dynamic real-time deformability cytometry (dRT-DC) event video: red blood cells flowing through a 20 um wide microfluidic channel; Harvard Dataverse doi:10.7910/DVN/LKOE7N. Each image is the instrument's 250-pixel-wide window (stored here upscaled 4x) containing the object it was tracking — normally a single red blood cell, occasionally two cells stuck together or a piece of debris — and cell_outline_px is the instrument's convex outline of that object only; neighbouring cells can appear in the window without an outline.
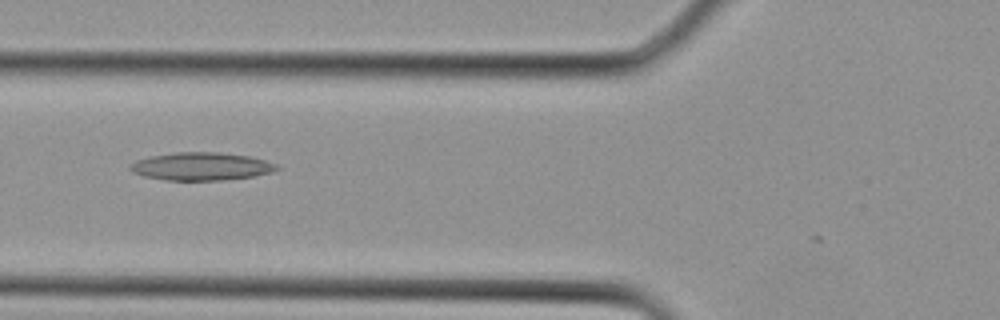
{"species": "Egyptian fruit bat (a non-hibernating species)", "species_latin": "Rousettus aegyptiacus", "temperature_condition": "cold", "stored_images_in_passage": 4, "camera_frame_rate_fps": 3000, "um_per_image_px": 0.085, "animal": {"sex": "female"}, "frame": {"image": 1, "passage_image": 4, "time_ms": 1.0, "image_size_px": [1000, 320], "cell_outline_px": [[280, 168], [272, 172], [252, 176], [220, 180], [168, 180], [144, 176], [132, 172], [128, 168], [128, 164], [136, 160], [152, 156], [176, 152], [216, 152], [248, 156], [264, 160], [276, 164]], "centroid_in_image_um": [17.06, 14.14], "position_along_channel_um": 108.7, "area_um2": 23.64}}